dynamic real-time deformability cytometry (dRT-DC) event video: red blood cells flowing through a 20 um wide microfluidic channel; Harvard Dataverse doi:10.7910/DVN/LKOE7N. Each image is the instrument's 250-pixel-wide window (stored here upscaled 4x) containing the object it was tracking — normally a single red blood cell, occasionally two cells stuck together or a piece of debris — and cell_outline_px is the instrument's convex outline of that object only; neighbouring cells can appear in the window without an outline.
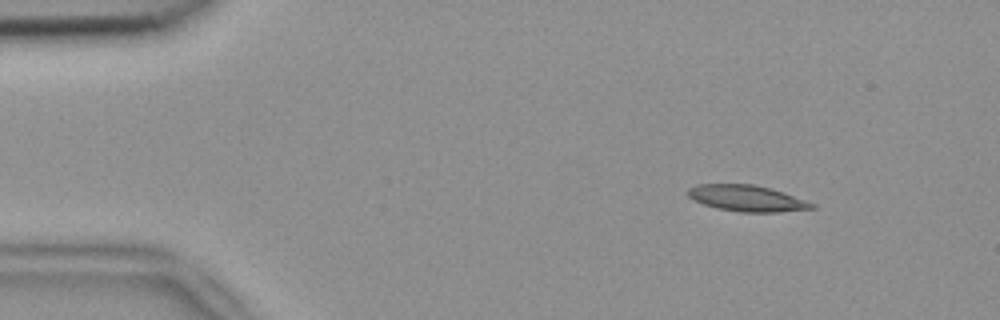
{"species": "common noctule bat (a hibernating species)", "species_latin": "Nyctalus noctula", "temperature_condition": "room temperature", "stored_images_in_passage": 47, "camera_frame_rate_fps": 3000, "um_per_image_px": 0.085, "animal": {"sex": "female", "body_mass_g": 18.4}, "frame": {"image": 1, "passage_image": 1, "time_ms": 0.0, "image_size_px": [1000, 320], "cell_outline_px": [[816, 208], [780, 212], [740, 212], [716, 208], [692, 200], [688, 196], [688, 188], [696, 184], [752, 184], [784, 192], [816, 204]], "centroid_in_image_um": [63.48, 16.86], "position_along_channel_um": 21.5, "area_um2": 18.96}}
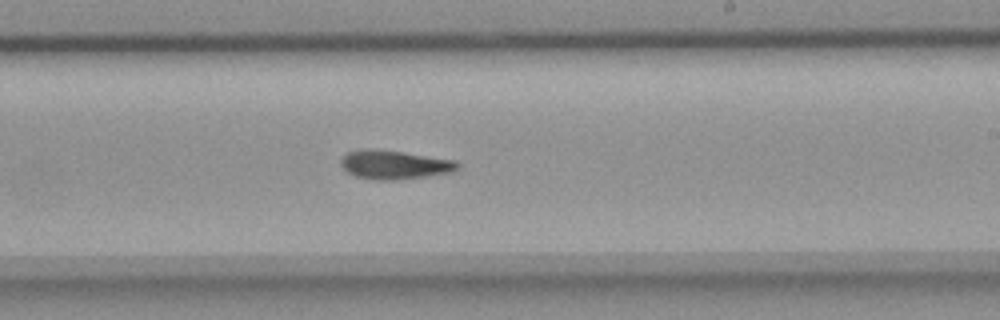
{"frame": {"image": 2, "passage_image": 26, "time_ms": 8.333, "image_size_px": [1000, 320], "cell_outline_px": [[460, 168], [452, 172], [428, 176], [396, 180], [376, 180], [356, 176], [348, 172], [340, 164], [340, 160], [348, 152], [364, 148], [372, 148], [404, 152], [456, 160], [460, 164]], "centroid_in_image_um": [33.56, 13.99], "position_along_channel_um": 255.4, "area_um2": 19.77}}
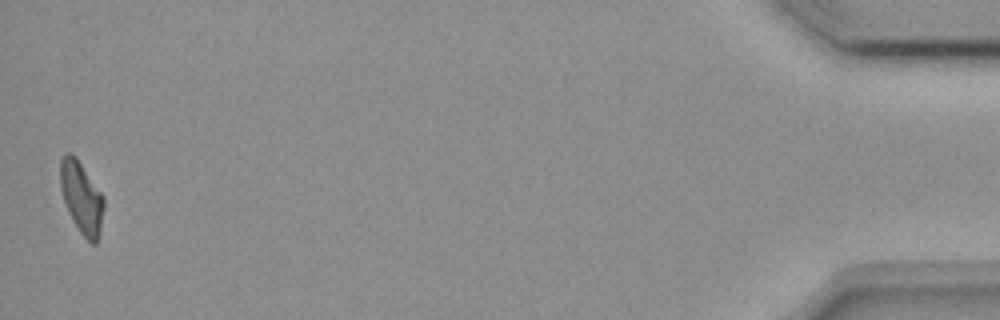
{"frame": {"image": 3, "passage_image": 47, "time_ms": 15.333, "image_size_px": [1000, 320], "cell_outline_px": [[104, 208], [100, 232], [96, 244], [92, 244], [80, 232], [68, 212], [60, 188], [60, 160], [64, 152], [72, 152], [76, 156], [104, 196]], "centroid_in_image_um": [6.93, 16.75], "position_along_channel_um": 428.3, "area_um2": 18.38}, "authors_computed_cell_mechanics": {"area_um2": 18.9584, "velocity_mm_per_s": 3.7908, "shape_relaxation_time_tau1_ms": 9.2265, "shape_relaxation_time_tau2_ms": null, "deformation_change_tau1": 0.2124, "deformation_change_tau2": null}}